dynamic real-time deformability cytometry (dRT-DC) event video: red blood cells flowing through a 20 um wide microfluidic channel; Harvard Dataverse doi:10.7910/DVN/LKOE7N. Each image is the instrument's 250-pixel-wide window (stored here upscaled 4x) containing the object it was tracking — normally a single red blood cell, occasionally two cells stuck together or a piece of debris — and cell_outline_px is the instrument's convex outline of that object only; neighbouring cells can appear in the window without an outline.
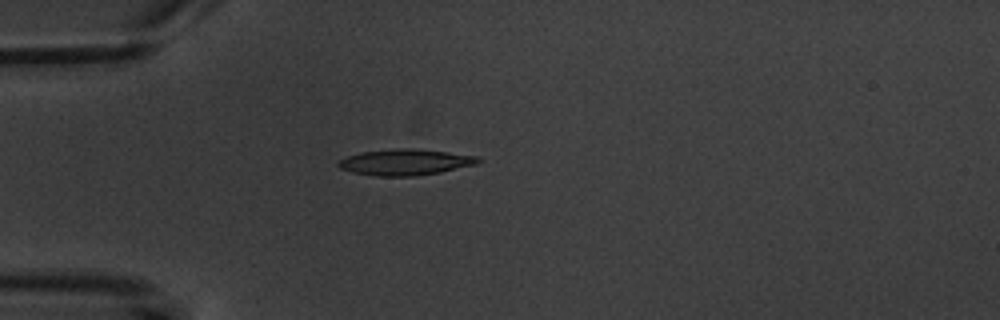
{"species": "common noctule bat (a hibernating species)", "species_latin": "Nyctalus noctula", "temperature_condition": "warm", "stored_images_in_passage": 1, "camera_frame_rate_fps": 3000, "um_per_image_px": 0.085, "animal": {"sex": "male", "body_mass_g": 20.1, "forearm_length_mm": 53.5}, "frame": {"image": 1, "passage_image": 1, "time_ms": 0.0, "image_size_px": [1000, 320], "cell_outline_px": [[480, 160], [476, 164], [440, 172], [416, 176], [376, 176], [352, 172], [340, 168], [336, 164], [340, 160], [348, 156], [360, 152], [400, 148], [416, 148], [480, 156]], "centroid_in_image_um": [34.45, 13.78], "position_along_channel_um": 50.5, "area_um2": 21.21}}